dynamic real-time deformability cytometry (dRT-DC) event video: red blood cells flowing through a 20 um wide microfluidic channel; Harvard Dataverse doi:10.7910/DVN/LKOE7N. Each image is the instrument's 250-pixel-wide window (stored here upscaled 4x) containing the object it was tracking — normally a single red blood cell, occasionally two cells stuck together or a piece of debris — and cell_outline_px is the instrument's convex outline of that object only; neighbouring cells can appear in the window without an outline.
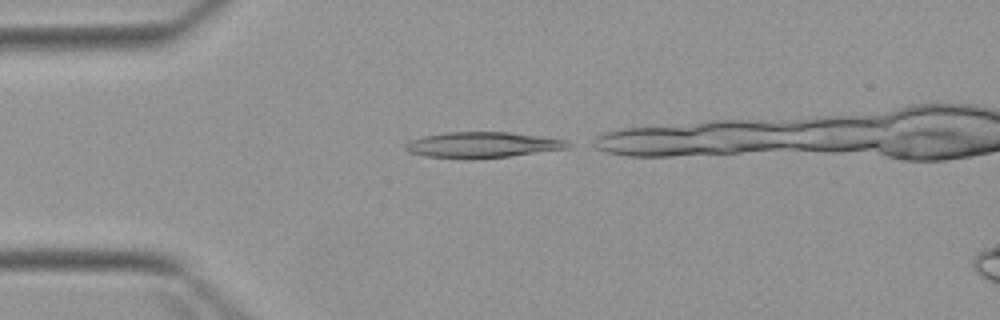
{"species": "Egyptian fruit bat (a non-hibernating species)", "species_latin": "Rousettus aegyptiacus", "temperature_condition": "warm", "stored_images_in_passage": 2, "camera_frame_rate_fps": 3000, "um_per_image_px": 0.085, "animal": {"sex": "female"}, "frame": {"image": 1, "passage_image": 1, "time_ms": 0.0, "image_size_px": [1000, 320], "cell_outline_px": [[576, 144], [568, 148], [512, 156], [472, 160], [468, 160], [424, 156], [408, 152], [404, 148], [404, 144], [408, 140], [424, 136], [444, 132], [508, 132], [568, 140]], "centroid_in_image_um": [40.99, 12.33], "position_along_channel_um": 44.0, "area_um2": 24.97}}